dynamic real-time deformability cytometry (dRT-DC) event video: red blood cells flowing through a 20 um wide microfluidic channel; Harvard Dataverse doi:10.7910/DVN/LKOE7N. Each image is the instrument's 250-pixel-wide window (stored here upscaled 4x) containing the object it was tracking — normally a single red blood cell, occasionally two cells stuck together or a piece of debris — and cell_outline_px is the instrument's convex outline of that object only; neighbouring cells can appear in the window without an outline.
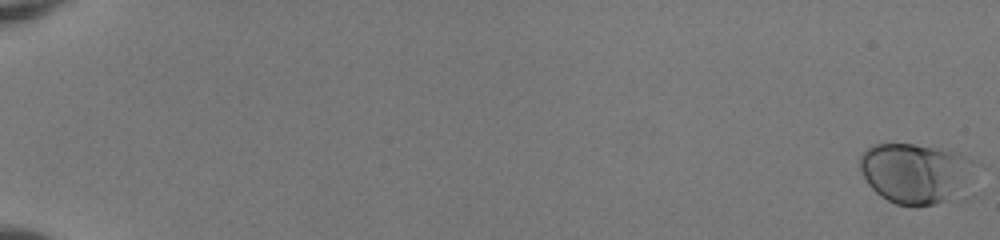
{"species": "human", "species_latin": "Homo sapiens", "temperature_condition": "room temperature", "stored_images_in_passage": 55, "camera_frame_rate_fps": 3000, "um_per_image_px": 0.085, "donor": {"sex": "female"}, "frame": {"image": 1, "passage_image": 1, "time_ms": 0.0, "image_size_px": [1000, 240], "cell_outline_px": [[984, 168], [944, 200], [936, 204], [916, 208], [896, 204], [880, 196], [868, 184], [860, 168], [860, 156], [872, 144], [912, 144], [960, 152], [976, 160]], "centroid_in_image_um": [77.87, 14.69], "position_along_channel_um": 7.1, "area_um2": 40.69}}
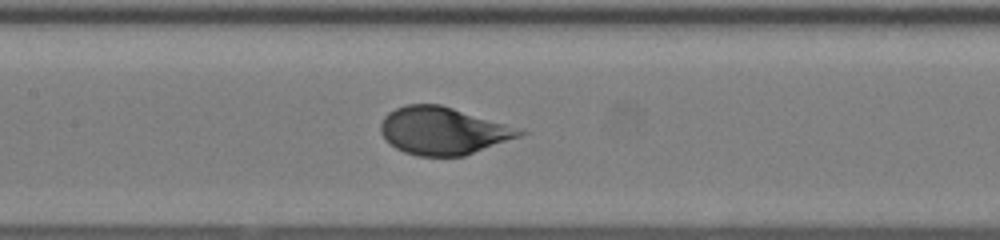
{"frame": {"image": 2, "passage_image": 30, "time_ms": 9.667, "image_size_px": [1000, 240], "cell_outline_px": [[528, 132], [520, 136], [464, 156], [416, 156], [404, 152], [396, 148], [380, 132], [380, 124], [384, 116], [388, 112], [396, 108], [408, 104], [440, 104], [504, 124]], "centroid_in_image_um": [37.61, 11.12], "position_along_channel_um": 169.8, "area_um2": 37.86}}
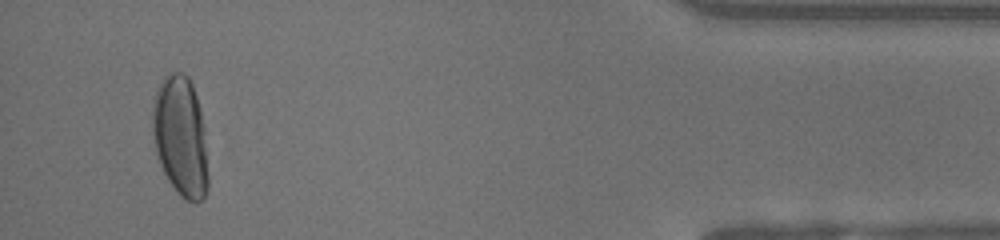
{"frame": {"image": 3, "passage_image": 53, "time_ms": 17.333, "image_size_px": [1000, 240], "cell_outline_px": [[208, 188], [204, 196], [196, 204], [180, 196], [168, 180], [160, 164], [156, 152], [152, 132], [152, 104], [156, 88], [160, 80], [168, 72], [184, 72], [188, 76], [192, 84], [200, 108], [204, 128], [208, 176]], "centroid_in_image_um": [15.33, 11.56], "position_along_channel_um": 419.9, "area_um2": 39.42}, "authors_computed_cell_mechanics": {"area_um2": 38.8416, "velocity_mm_per_s": 3.9541, "shape_relaxation_time_tau1_ms": 5.0455, "shape_relaxation_time_tau2_ms": null, "deformation_change_tau1": 0.209, "deformation_change_tau2": null}}